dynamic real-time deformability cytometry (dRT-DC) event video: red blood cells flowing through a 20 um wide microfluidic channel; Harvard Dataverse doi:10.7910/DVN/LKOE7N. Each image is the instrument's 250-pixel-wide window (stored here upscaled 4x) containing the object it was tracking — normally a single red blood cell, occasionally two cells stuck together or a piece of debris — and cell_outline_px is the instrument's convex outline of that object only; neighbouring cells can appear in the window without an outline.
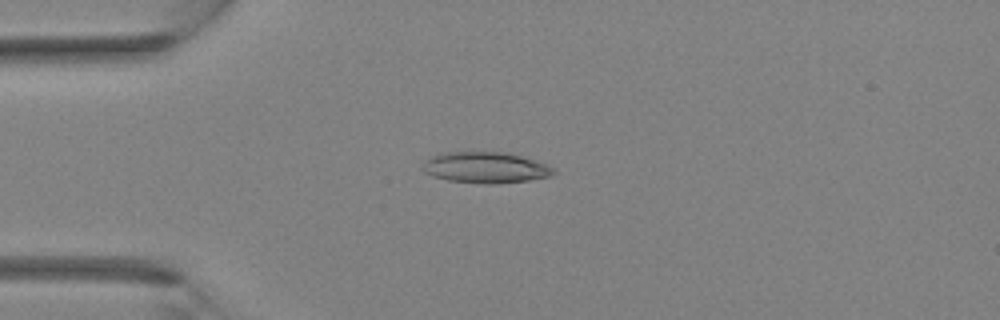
{"species": "Egyptian fruit bat (a non-hibernating species)", "species_latin": "Rousettus aegyptiacus", "temperature_condition": "room temperature", "stored_images_in_passage": 35, "camera_frame_rate_fps": 3000, "um_per_image_px": 0.085, "animal": {"sex": "female"}, "frame": {"image": 1, "passage_image": 9, "time_ms": 2.667, "image_size_px": [1000, 320], "cell_outline_px": [[556, 172], [552, 176], [528, 180], [500, 184], [484, 184], [448, 180], [432, 176], [424, 172], [424, 160], [440, 152], [512, 152], [544, 164], [552, 168]], "centroid_in_image_um": [41.26, 14.24], "position_along_channel_um": 43.7, "area_um2": 23.81}}
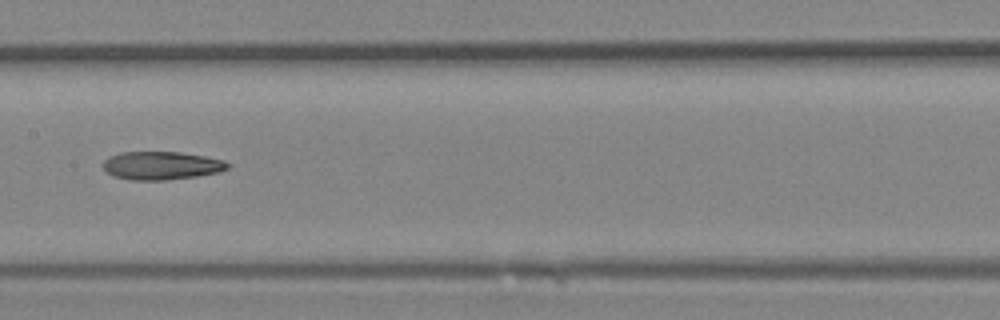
{"frame": {"image": 2, "passage_image": 18, "time_ms": 5.667, "image_size_px": [1000, 320], "cell_outline_px": [[232, 164], [228, 168], [220, 172], [196, 176], [164, 180], [132, 180], [112, 176], [104, 168], [104, 160], [108, 156], [120, 152], [180, 152], [204, 156], [224, 160]], "centroid_in_image_um": [13.74, 14.07], "position_along_channel_um": 193.7, "area_um2": 20.52}}
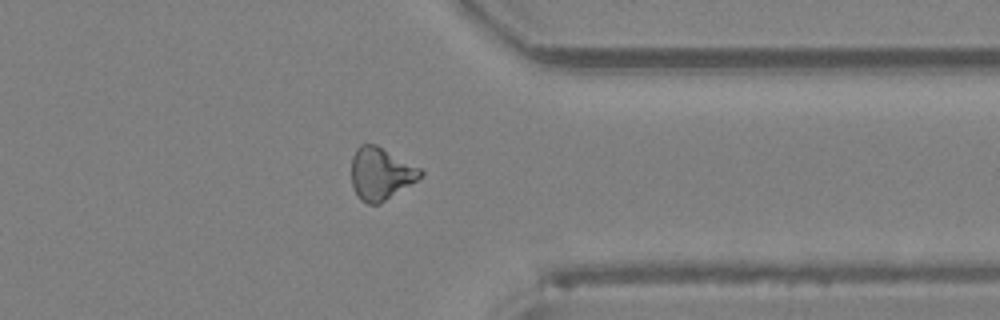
{"frame": {"image": 3, "passage_image": 28, "time_ms": 9.0, "image_size_px": [1000, 320], "cell_outline_px": [[424, 172], [416, 180], [380, 204], [368, 204], [360, 200], [352, 184], [352, 156], [356, 148], [360, 144], [376, 144], [420, 168]], "centroid_in_image_um": [32.33, 14.75], "position_along_channel_um": 379.1, "area_um2": 20.81}}